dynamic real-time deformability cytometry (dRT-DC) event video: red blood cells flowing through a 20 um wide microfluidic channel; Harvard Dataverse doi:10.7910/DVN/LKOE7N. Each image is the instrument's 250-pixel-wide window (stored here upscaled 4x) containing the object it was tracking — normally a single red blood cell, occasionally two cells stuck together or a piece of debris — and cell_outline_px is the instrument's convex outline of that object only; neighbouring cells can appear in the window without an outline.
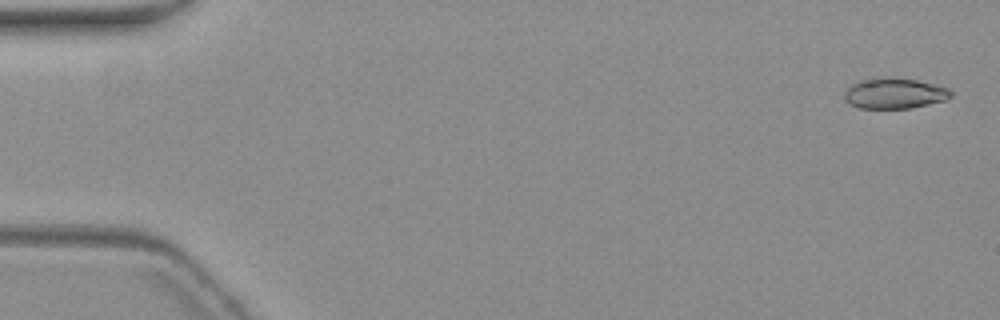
{"species": "common noctule bat (a hibernating species)", "species_latin": "Nyctalus noctula", "temperature_condition": "warm", "stored_images_in_passage": 3, "camera_frame_rate_fps": 3000, "um_per_image_px": 0.085, "animal": {"sex": "female", "body_mass_g": 19.3, "forearm_length_mm": 54.1}, "frame": {"image": 1, "passage_image": 1, "time_ms": 0.0, "image_size_px": [1000, 320], "cell_outline_px": [[952, 96], [944, 100], [912, 108], [860, 108], [848, 104], [844, 100], [844, 92], [852, 84], [868, 76], [892, 76], [916, 80], [948, 88], [952, 92]], "centroid_in_image_um": [75.96, 7.91], "position_along_channel_um": 9.0, "area_um2": 19.36}}